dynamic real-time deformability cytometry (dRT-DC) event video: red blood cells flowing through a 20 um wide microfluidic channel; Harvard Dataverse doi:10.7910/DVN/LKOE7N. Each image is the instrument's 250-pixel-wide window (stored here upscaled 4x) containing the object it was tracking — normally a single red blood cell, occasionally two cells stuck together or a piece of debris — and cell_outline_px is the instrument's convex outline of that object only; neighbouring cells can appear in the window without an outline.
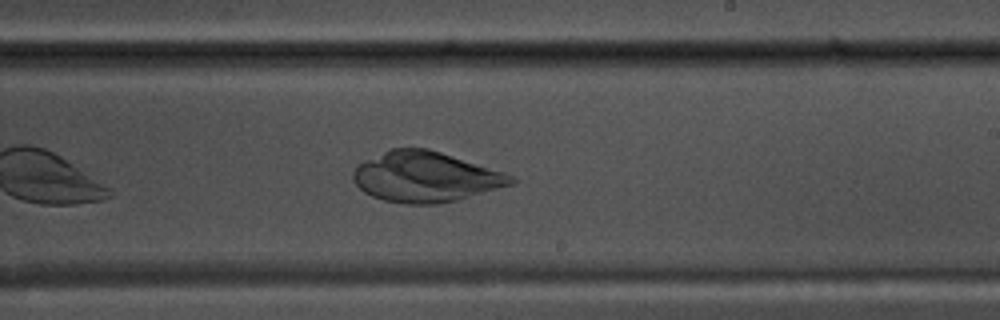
{"species": "common noctule bat (a hibernating species)", "species_latin": "Nyctalus noctula", "temperature_condition": "warm", "stored_images_in_passage": 30, "camera_frame_rate_fps": 3000, "um_per_image_px": 0.085, "animal": {"sex": "male", "body_mass_g": 17.5, "forearm_length_mm": 52.3}, "frame": {"image": 1, "passage_image": 18, "time_ms": 5.667, "image_size_px": [1000, 320], "cell_outline_px": [[516, 184], [456, 200], [436, 204], [404, 204], [384, 200], [372, 196], [364, 192], [352, 180], [352, 172], [360, 164], [392, 148], [428, 148], [504, 172], [512, 176], [516, 180]], "centroid_in_image_um": [36.19, 15.05], "position_along_channel_um": 252.8, "area_um2": 45.95}}